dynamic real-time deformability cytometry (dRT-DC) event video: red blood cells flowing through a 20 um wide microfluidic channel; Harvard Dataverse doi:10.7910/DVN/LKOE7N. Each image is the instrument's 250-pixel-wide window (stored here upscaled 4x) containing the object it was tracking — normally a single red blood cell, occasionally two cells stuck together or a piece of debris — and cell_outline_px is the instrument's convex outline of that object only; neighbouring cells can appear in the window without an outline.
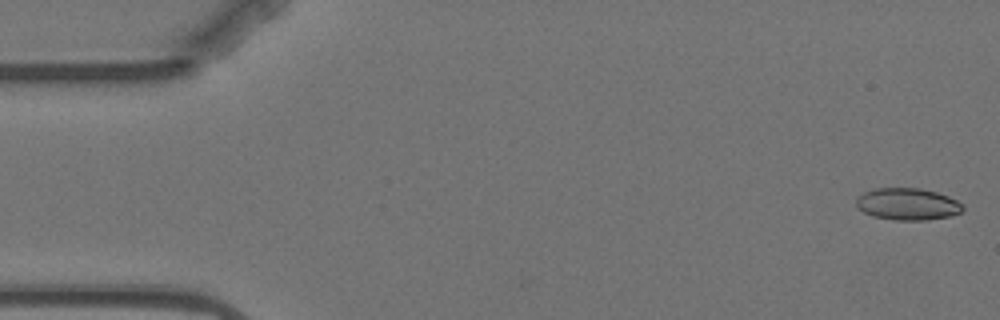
{"species": "Egyptian fruit bat (a non-hibernating species)", "species_latin": "Rousettus aegyptiacus", "temperature_condition": "warm", "stored_images_in_passage": 5, "camera_frame_rate_fps": 3000, "um_per_image_px": 0.085, "animal": {"sex": "female"}, "frame": {"image": 1, "passage_image": 1, "time_ms": 0.0, "image_size_px": [1000, 320], "cell_outline_px": [[964, 208], [960, 212], [948, 216], [924, 220], [892, 220], [872, 216], [856, 208], [856, 200], [864, 192], [872, 188], [920, 188], [936, 192], [948, 196], [964, 204]], "centroid_in_image_um": [77.12, 17.34], "position_along_channel_um": 7.9, "area_um2": 19.88}}
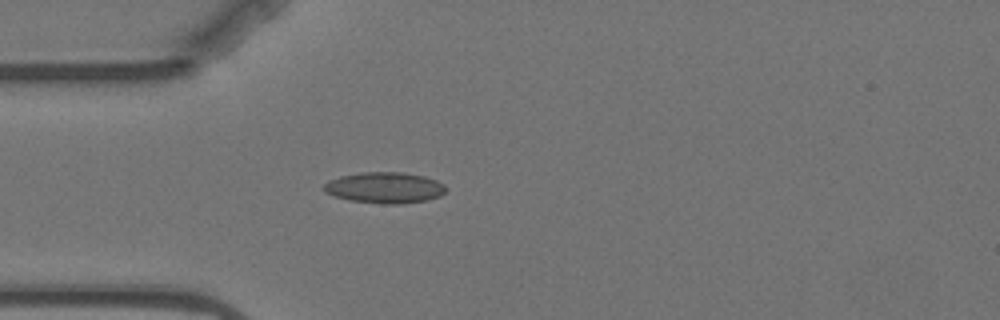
{"frame": {"image": 2, "passage_image": 5, "time_ms": 4.667, "image_size_px": [1000, 320], "cell_outline_px": [[444, 192], [440, 196], [424, 200], [400, 204], [384, 204], [352, 200], [336, 196], [324, 192], [324, 184], [328, 180], [340, 176], [360, 172], [404, 172], [424, 176], [436, 180], [444, 184]], "centroid_in_image_um": [32.68, 15.94], "position_along_channel_um": 52.3, "area_um2": 21.91}}